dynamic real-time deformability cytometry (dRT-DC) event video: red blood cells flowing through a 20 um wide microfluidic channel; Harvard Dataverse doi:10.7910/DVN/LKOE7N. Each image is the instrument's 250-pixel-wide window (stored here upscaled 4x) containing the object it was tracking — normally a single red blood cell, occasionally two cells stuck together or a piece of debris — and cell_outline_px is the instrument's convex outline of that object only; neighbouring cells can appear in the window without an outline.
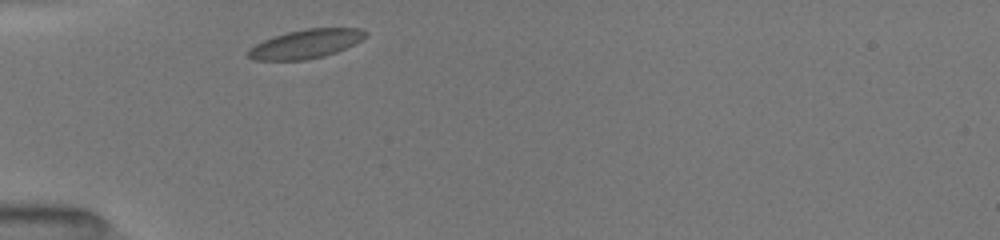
{"species": "common noctule bat (a hibernating species)", "species_latin": "Nyctalus noctula", "temperature_condition": "room temperature", "stored_images_in_passage": 23, "camera_frame_rate_fps": 3000, "um_per_image_px": 0.085, "animal": {"sex": "female", "body_mass_g": 19.5, "forearm_length_mm": 54.1}, "frame": {"image": 1, "passage_image": 1, "time_ms": 0.0, "image_size_px": [1000, 240], "cell_outline_px": [[368, 36], [336, 52], [324, 56], [304, 60], [252, 60], [248, 56], [248, 48], [264, 40], [288, 32], [308, 28], [360, 28], [368, 32]], "centroid_in_image_um": [26.0, 3.73], "position_along_channel_um": 59.0, "area_um2": 19.54}}
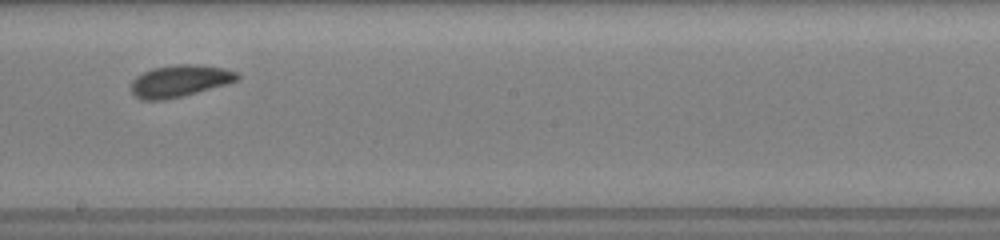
{"frame": {"image": 2, "passage_image": 10, "time_ms": 4.667, "image_size_px": [1000, 240], "cell_outline_px": [[240, 80], [228, 84], [184, 96], [164, 100], [140, 100], [128, 88], [132, 80], [136, 76], [152, 68], [176, 64], [200, 64], [224, 68], [240, 72]], "centroid_in_image_um": [15.3, 6.88], "position_along_channel_um": 232.9, "area_um2": 20.29}}
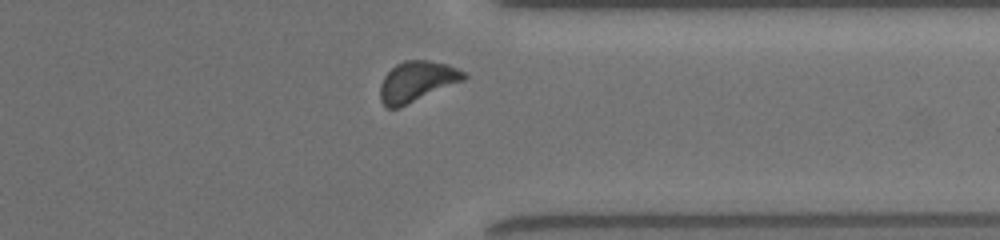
{"frame": {"image": 3, "passage_image": 20, "time_ms": 8.333, "image_size_px": [1000, 240], "cell_outline_px": [[468, 76], [464, 80], [400, 108], [388, 108], [380, 100], [380, 84], [384, 76], [396, 64], [404, 60], [428, 60], [448, 64], [468, 72]], "centroid_in_image_um": [35.46, 6.92], "position_along_channel_um": 375.9, "area_um2": 19.94}, "authors_computed_cell_mechanics": {"area_um2": 19.3052, "velocity_mm_per_s": 3.9321, "shape_relaxation_time_tau1_ms": 1.4333, "shape_relaxation_time_tau2_ms": null, "deformation_change_tau1": 0.0496, "deformation_change_tau2": null}}